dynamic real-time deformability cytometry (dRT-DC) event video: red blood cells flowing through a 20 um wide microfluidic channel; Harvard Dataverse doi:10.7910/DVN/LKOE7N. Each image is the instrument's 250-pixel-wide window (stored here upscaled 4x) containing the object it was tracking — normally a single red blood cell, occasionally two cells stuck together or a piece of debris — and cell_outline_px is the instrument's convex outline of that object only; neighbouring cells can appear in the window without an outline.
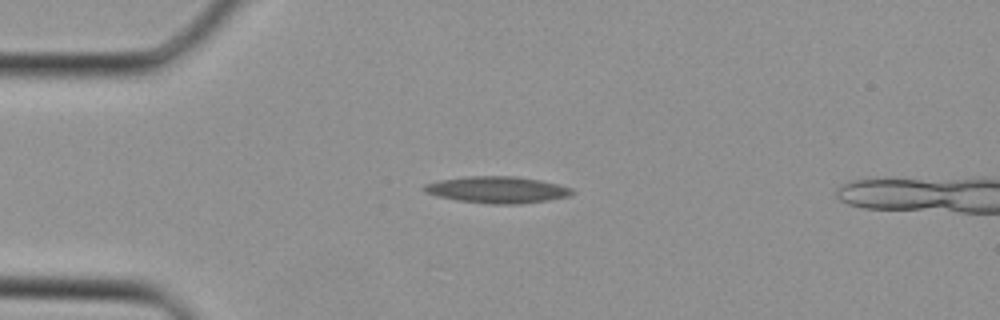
{"species": "Egyptian fruit bat (a non-hibernating species)", "species_latin": "Rousettus aegyptiacus", "temperature_condition": "cold", "stored_images_in_passage": 9, "camera_frame_rate_fps": 3000, "um_per_image_px": 0.085, "animal": {"sex": "female"}, "frame": {"image": 1, "passage_image": 7, "time_ms": 2.0, "image_size_px": [1000, 320], "cell_outline_px": [[576, 192], [568, 196], [548, 200], [520, 204], [492, 204], [456, 200], [436, 196], [424, 192], [420, 188], [424, 184], [440, 180], [468, 176], [516, 176], [540, 180], [572, 188]], "centroid_in_image_um": [42.23, 16.13], "position_along_channel_um": 42.8, "area_um2": 23.06}}